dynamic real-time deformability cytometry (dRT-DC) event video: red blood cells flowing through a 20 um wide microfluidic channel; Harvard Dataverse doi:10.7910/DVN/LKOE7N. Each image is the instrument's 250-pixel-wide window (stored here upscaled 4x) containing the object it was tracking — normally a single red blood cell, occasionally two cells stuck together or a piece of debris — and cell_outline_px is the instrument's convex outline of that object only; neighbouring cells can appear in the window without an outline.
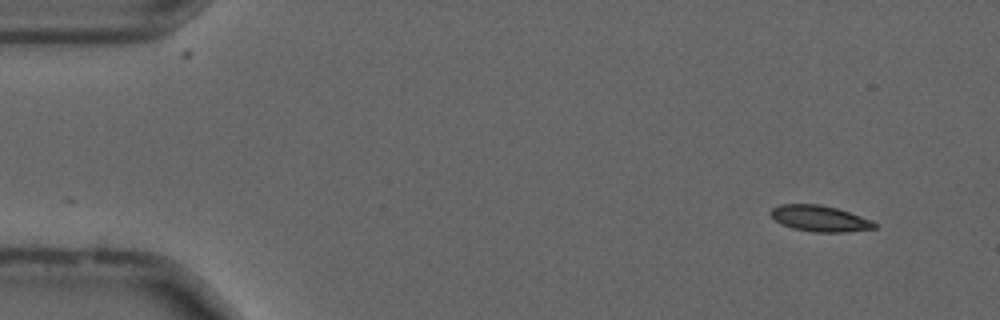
{"species": "common noctule bat (a hibernating species)", "species_latin": "Nyctalus noctula", "temperature_condition": "cold", "stored_images_in_passage": 3, "camera_frame_rate_fps": 3000, "um_per_image_px": 0.085, "animal": {"sex": "male", "forearm_length_mm": 52.5}, "frame": {"image": 1, "passage_image": 1, "time_ms": 0.0, "image_size_px": [1000, 320], "cell_outline_px": [[876, 228], [844, 232], [812, 232], [792, 228], [776, 220], [768, 212], [772, 208], [780, 204], [820, 204], [836, 208], [860, 216], [876, 224]], "centroid_in_image_um": [69.63, 18.57], "position_along_channel_um": 15.4, "area_um2": 15.49}}